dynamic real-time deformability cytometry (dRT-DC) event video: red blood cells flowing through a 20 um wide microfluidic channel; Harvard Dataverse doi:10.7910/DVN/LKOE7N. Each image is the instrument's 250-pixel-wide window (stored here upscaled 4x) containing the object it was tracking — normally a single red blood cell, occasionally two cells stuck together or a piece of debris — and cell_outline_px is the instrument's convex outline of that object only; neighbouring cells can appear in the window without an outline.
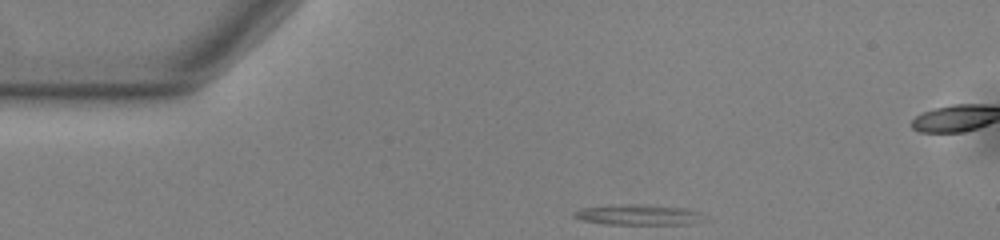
{"species": "common noctule bat (a hibernating species)", "species_latin": "Nyctalus noctula", "temperature_condition": "warm", "stored_images_in_passage": 7, "camera_frame_rate_fps": 3000, "um_per_image_px": 0.085, "animal": {"sex": "male", "body_mass_g": 13.0, "forearm_length_mm": 53.1}, "frame": {"image": 1, "passage_image": 1, "time_ms": 0.0, "image_size_px": [1000, 240], "cell_outline_px": [[700, 212], [688, 224], [608, 224], [580, 220], [572, 216], [572, 212], [580, 208], [608, 204], [640, 204], [684, 208]], "centroid_in_image_um": [53.99, 18.23], "position_along_channel_um": 31.0, "area_um2": 15.14}}